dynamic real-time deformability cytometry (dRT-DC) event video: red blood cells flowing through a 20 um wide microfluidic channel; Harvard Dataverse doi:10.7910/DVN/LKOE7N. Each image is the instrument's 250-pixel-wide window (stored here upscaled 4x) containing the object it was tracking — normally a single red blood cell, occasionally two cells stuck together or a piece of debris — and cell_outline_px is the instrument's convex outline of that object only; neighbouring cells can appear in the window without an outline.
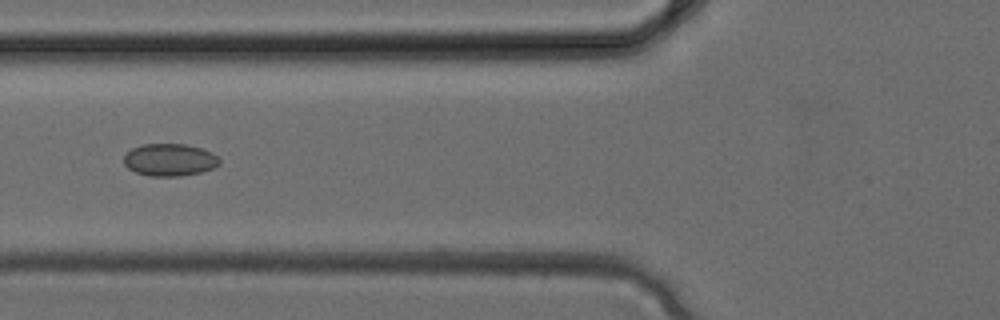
{"species": "common noctule bat (a hibernating species)", "species_latin": "Nyctalus noctula", "temperature_condition": "cold", "stored_images_in_passage": 4, "camera_frame_rate_fps": 3000, "um_per_image_px": 0.085, "animal": {"sex": "female", "body_mass_g": 24.6, "forearm_length_mm": 56.2}, "frame": {"image": 1, "passage_image": 4, "time_ms": 1.0, "image_size_px": [1000, 320], "cell_outline_px": [[220, 164], [212, 168], [200, 172], [180, 176], [148, 176], [136, 172], [128, 168], [124, 164], [124, 156], [132, 148], [140, 144], [184, 144], [200, 148], [212, 152], [220, 160]], "centroid_in_image_um": [14.4, 13.58], "position_along_channel_um": 111.4, "area_um2": 17.98}}